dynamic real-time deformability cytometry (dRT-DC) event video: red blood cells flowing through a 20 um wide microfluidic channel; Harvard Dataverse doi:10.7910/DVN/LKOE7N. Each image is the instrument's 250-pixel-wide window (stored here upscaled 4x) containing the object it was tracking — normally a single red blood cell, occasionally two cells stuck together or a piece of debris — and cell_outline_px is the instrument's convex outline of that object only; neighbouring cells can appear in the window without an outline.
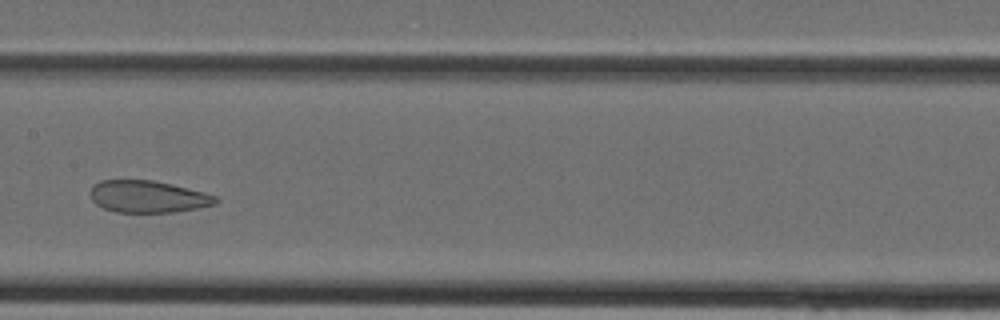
{"species": "Egyptian fruit bat (a non-hibernating species)", "species_latin": "Rousettus aegyptiacus", "temperature_condition": "cold", "stored_images_in_passage": 34, "camera_frame_rate_fps": 3000, "um_per_image_px": 0.085, "animal": {"sex": "female"}, "frame": {"image": 1, "passage_image": 15, "time_ms": 4.667, "image_size_px": [1000, 320], "cell_outline_px": [[220, 200], [216, 204], [176, 212], [116, 212], [104, 208], [96, 204], [92, 200], [88, 192], [92, 184], [100, 180], [152, 180], [172, 184], [204, 192], [216, 196]], "centroid_in_image_um": [12.54, 16.7], "position_along_channel_um": 194.9, "area_um2": 23.58}}
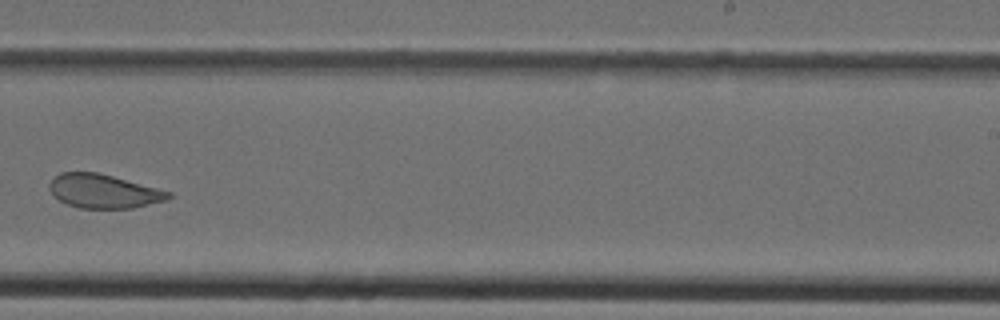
{"frame": {"image": 2, "passage_image": 20, "time_ms": 6.333, "image_size_px": [1000, 320], "cell_outline_px": [[172, 196], [164, 200], [132, 208], [80, 208], [68, 204], [60, 200], [48, 188], [48, 184], [60, 172], [96, 172], [112, 176], [172, 192]], "centroid_in_image_um": [8.79, 16.25], "position_along_channel_um": 280.2, "area_um2": 23.06}}
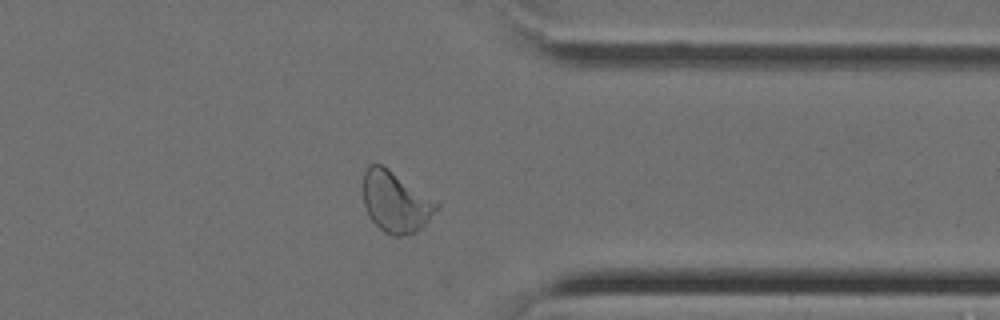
{"frame": {"image": 3, "passage_image": 26, "time_ms": 8.333, "image_size_px": [1000, 320], "cell_outline_px": [[440, 208], [416, 232], [400, 236], [396, 236], [384, 232], [368, 216], [364, 204], [364, 172], [368, 164], [380, 164], [388, 168], [440, 204]], "centroid_in_image_um": [33.62, 17.16], "position_along_channel_um": 377.8, "area_um2": 25.72}}